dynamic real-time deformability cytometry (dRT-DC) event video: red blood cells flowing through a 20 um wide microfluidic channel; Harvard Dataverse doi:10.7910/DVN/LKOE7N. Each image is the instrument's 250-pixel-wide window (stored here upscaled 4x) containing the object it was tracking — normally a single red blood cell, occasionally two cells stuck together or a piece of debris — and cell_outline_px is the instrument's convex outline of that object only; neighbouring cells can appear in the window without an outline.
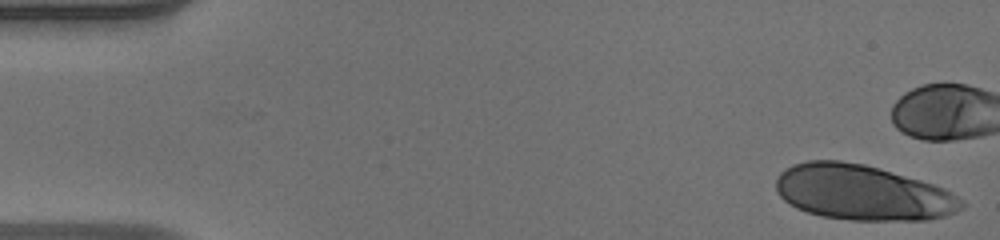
{"species": "human", "species_latin": "Homo sapiens", "temperature_condition": "warm", "stored_images_in_passage": 38, "camera_frame_rate_fps": 3000, "um_per_image_px": 0.085, "donor": {"sex": "male"}, "frame": {"image": 1, "passage_image": 1, "time_ms": 0.0, "image_size_px": [1000, 240], "cell_outline_px": [[964, 208], [956, 212], [944, 216], [928, 220], [852, 220], [820, 216], [796, 208], [784, 200], [776, 192], [776, 176], [784, 168], [792, 164], [808, 160], [840, 160], [864, 164], [880, 168], [920, 180], [944, 188], [956, 196], [964, 204]], "centroid_in_image_um": [73.27, 16.36], "position_along_channel_um": 11.7, "area_um2": 59.94}}